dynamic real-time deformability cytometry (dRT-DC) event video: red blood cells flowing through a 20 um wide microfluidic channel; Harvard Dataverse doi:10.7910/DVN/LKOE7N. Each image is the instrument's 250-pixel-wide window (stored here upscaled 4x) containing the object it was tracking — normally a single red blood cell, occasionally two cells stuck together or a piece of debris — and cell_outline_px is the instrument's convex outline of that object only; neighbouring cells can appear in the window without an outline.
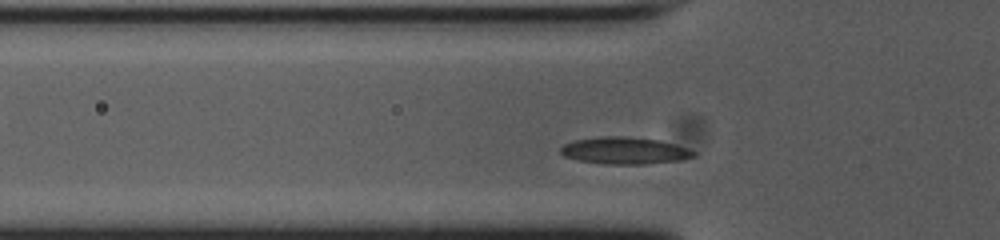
{"species": "common noctule bat (a hibernating species)", "species_latin": "Nyctalus noctula", "temperature_condition": "cold", "stored_images_in_passage": 40, "camera_frame_rate_fps": 3000, "um_per_image_px": 0.085, "animal": {"sex": "female", "body_mass_g": 23.0, "forearm_length_mm": 53.4}, "frame": {"image": 1, "passage_image": 11, "time_ms": 3.333, "image_size_px": [1000, 240], "cell_outline_px": [[696, 156], [676, 160], [644, 164], [608, 164], [580, 160], [564, 156], [560, 152], [560, 148], [564, 144], [576, 140], [600, 136], [624, 136], [656, 140], [688, 148], [696, 152]], "centroid_in_image_um": [53.07, 12.8], "position_along_channel_um": 72.7, "area_um2": 20.52}}
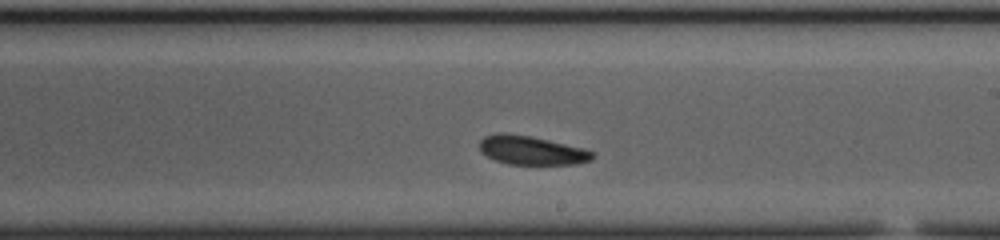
{"frame": {"image": 2, "passage_image": 25, "time_ms": 8.0, "image_size_px": [1000, 240], "cell_outline_px": [[592, 160], [576, 164], [508, 164], [496, 160], [488, 156], [480, 148], [480, 140], [484, 136], [496, 132], [504, 132], [528, 136], [548, 140], [584, 148], [592, 152]], "centroid_in_image_um": [45.16, 12.77], "position_along_channel_um": 243.8, "area_um2": 18.73}}
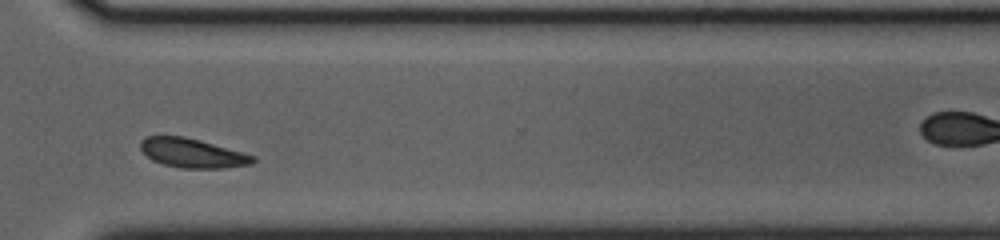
{"frame": {"image": 3, "passage_image": 34, "time_ms": 11.0, "image_size_px": [1000, 240], "cell_outline_px": [[256, 160], [252, 164], [224, 168], [180, 168], [164, 164], [152, 160], [140, 148], [140, 140], [144, 136], [184, 136], [200, 140], [256, 156]], "centroid_in_image_um": [16.35, 13.01], "position_along_channel_um": 354.2, "area_um2": 19.13}, "authors_computed_cell_mechanics": {"area_um2": 19.1607, "velocity_mm_per_s": 3.6671, "shape_relaxation_time_tau1_ms": 6.0051, "shape_relaxation_time_tau2_ms": 5.2262, "deformation_change_tau1": 0.0948, "deformation_change_tau2": 0.1109}}